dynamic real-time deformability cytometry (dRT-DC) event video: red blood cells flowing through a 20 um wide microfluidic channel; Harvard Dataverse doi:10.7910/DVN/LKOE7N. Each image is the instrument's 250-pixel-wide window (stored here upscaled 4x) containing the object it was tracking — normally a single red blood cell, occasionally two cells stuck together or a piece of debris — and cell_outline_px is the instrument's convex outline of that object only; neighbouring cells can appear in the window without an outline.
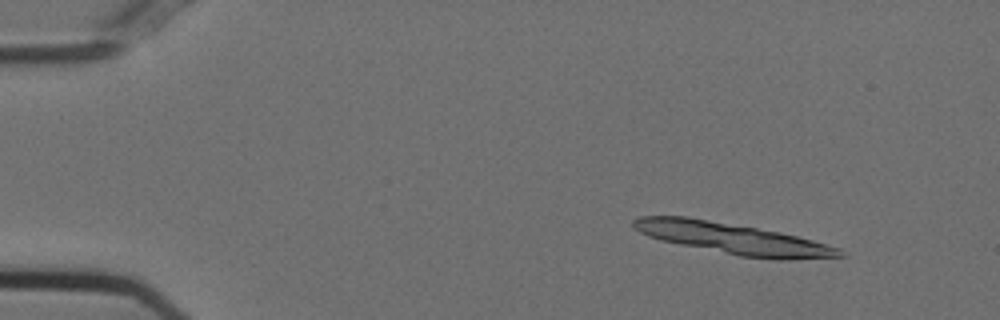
{"species": "Egyptian fruit bat (a non-hibernating species)", "species_latin": "Rousettus aegyptiacus", "temperature_condition": "cold", "stored_images_in_passage": 14, "camera_frame_rate_fps": 3000, "um_per_image_px": 0.085, "animal": {"sex": "female"}, "frame": {"image": 1, "passage_image": 5, "time_ms": 1.333, "image_size_px": [1000, 320], "cell_outline_px": [[848, 256], [784, 260], [740, 256], [660, 240], [648, 236], [640, 232], [632, 224], [632, 220], [640, 216], [688, 216], [780, 232], [812, 240], [840, 248]], "centroid_in_image_um": [62.31, 20.27], "position_along_channel_um": 22.7, "area_um2": 37.11}}